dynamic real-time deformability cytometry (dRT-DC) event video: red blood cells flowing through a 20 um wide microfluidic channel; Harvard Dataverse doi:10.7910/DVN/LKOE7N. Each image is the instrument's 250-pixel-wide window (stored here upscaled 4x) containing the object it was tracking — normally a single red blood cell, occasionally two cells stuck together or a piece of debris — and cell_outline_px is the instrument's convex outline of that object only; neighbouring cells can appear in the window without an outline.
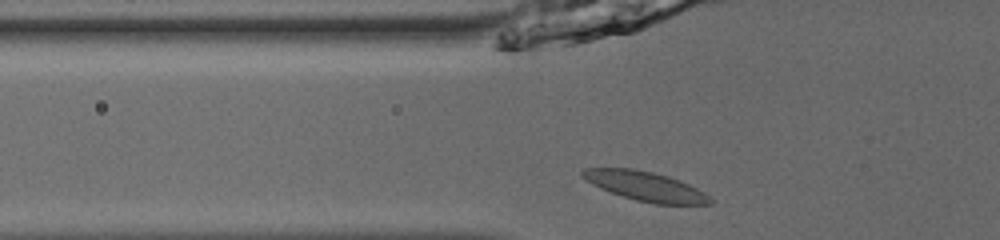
{"species": "common noctule bat (a hibernating species)", "species_latin": "Nyctalus noctula", "temperature_condition": "room temperature", "stored_images_in_passage": 35, "camera_frame_rate_fps": 3000, "um_per_image_px": 0.085, "animal": {"sex": "male", "body_mass_g": 13.0, "forearm_length_mm": 53.1}, "frame": {"image": 1, "passage_image": 2, "time_ms": 0.333, "image_size_px": [1000, 240], "cell_outline_px": [[712, 204], [656, 204], [636, 200], [600, 188], [592, 184], [580, 176], [580, 172], [584, 168], [632, 168], [652, 172], [668, 176], [680, 180], [704, 192], [712, 200]], "centroid_in_image_um": [54.84, 15.82], "position_along_channel_um": 71.0, "area_um2": 21.68}}
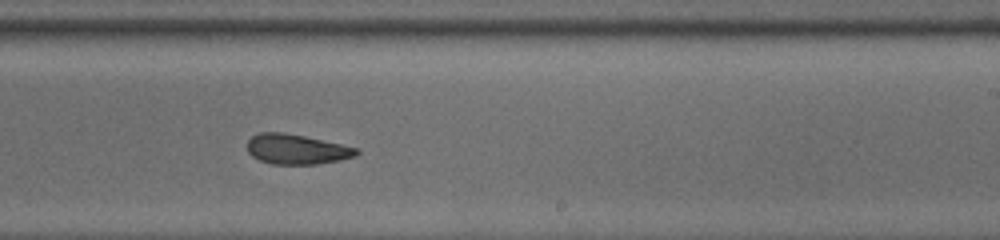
{"frame": {"image": 2, "passage_image": 17, "time_ms": 5.333, "image_size_px": [1000, 240], "cell_outline_px": [[360, 152], [356, 156], [340, 160], [316, 164], [272, 164], [260, 160], [252, 156], [248, 152], [248, 140], [252, 136], [260, 132], [284, 132], [304, 136], [340, 144], [356, 148]], "centroid_in_image_um": [25.2, 12.68], "position_along_channel_um": 263.8, "area_um2": 18.96}}
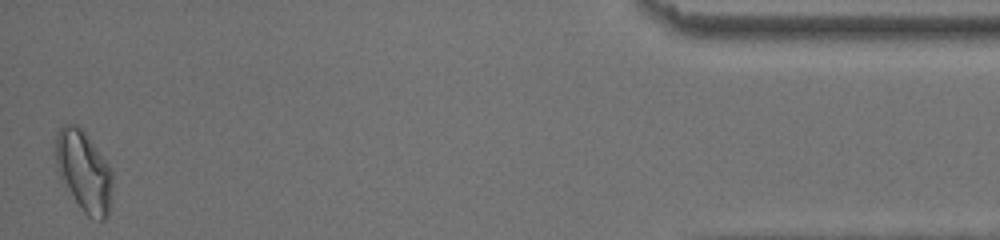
{"frame": {"image": 3, "passage_image": 35, "time_ms": 11.333, "image_size_px": [1000, 240], "cell_outline_px": [[112, 188], [108, 216], [104, 220], [100, 220], [88, 216], [80, 208], [60, 180], [56, 164], [56, 132], [64, 124], [76, 124], [84, 132], [108, 164], [112, 172]], "centroid_in_image_um": [7.11, 14.58], "position_along_channel_um": 428.1, "area_um2": 26.59}, "authors_computed_cell_mechanics": {"area_um2": 19.9988, "velocity_mm_per_s": 3.8657, "shape_relaxation_time_tau1_ms": 4.7523, "shape_relaxation_time_tau2_ms": 2.6721, "deformation_change_tau1": 0.0984, "deformation_change_tau2": 0.0741}}